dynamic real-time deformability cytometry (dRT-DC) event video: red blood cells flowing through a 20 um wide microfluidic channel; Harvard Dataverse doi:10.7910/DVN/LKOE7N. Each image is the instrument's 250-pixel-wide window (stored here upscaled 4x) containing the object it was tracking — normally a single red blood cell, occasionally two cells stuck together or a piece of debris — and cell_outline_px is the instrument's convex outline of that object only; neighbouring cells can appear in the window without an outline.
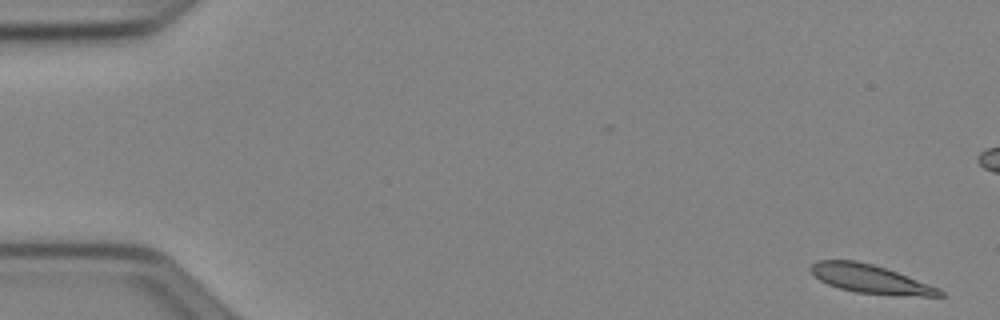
{"species": "Egyptian fruit bat (a non-hibernating species)", "species_latin": "Rousettus aegyptiacus", "temperature_condition": "cold", "stored_images_in_passage": 52, "camera_frame_rate_fps": 3000, "um_per_image_px": 0.085, "animal": {"sex": "female"}, "frame": {"image": 1, "passage_image": 1, "time_ms": 0.0, "image_size_px": [1000, 320], "cell_outline_px": [[944, 296], [924, 296], [856, 292], [840, 288], [828, 284], [820, 280], [812, 272], [812, 264], [820, 260], [856, 260], [872, 264], [896, 272], [940, 288], [944, 292]], "centroid_in_image_um": [74.0, 23.71], "position_along_channel_um": 11.0, "area_um2": 20.87}}
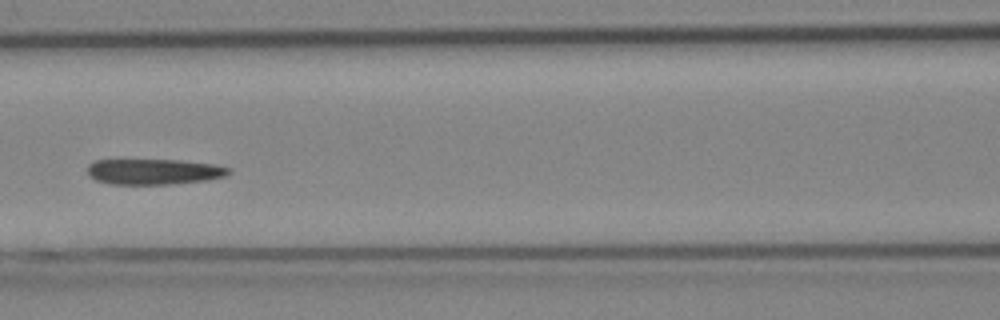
{"frame": {"image": 2, "passage_image": 23, "time_ms": 7.333, "image_size_px": [1000, 320], "cell_outline_px": [[232, 172], [224, 176], [208, 180], [168, 184], [108, 184], [96, 180], [88, 176], [88, 164], [96, 160], [180, 160], [216, 164], [232, 168]], "centroid_in_image_um": [13.1, 14.59], "position_along_channel_um": 153.5, "area_um2": 21.27}}
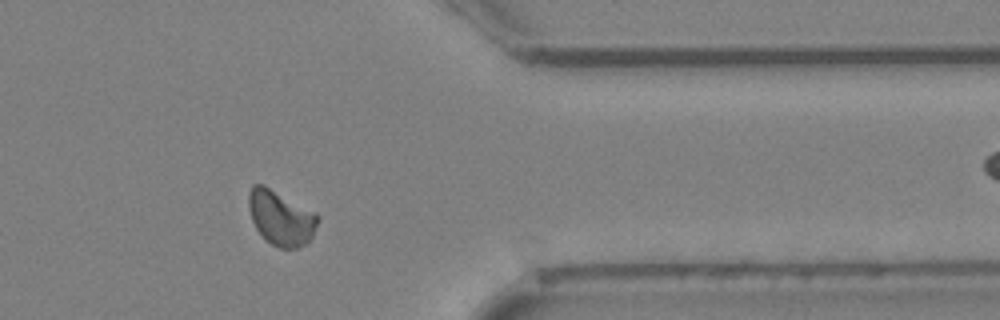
{"frame": {"image": 3, "passage_image": 42, "time_ms": 13.667, "image_size_px": [1000, 320], "cell_outline_px": [[320, 220], [308, 244], [300, 248], [280, 248], [264, 240], [256, 228], [252, 220], [248, 208], [248, 192], [252, 184], [264, 184], [316, 212], [320, 216]], "centroid_in_image_um": [23.89, 18.51], "position_along_channel_um": 387.5, "area_um2": 22.6}, "authors_computed_cell_mechanics": {"area_um2": 21.8484, "velocity_mm_per_s": 3.8952, "shape_relaxation_time_tau1_ms": 10.1638, "shape_relaxation_time_tau2_ms": null, "deformation_change_tau1": 0.1732, "deformation_change_tau2": null}}